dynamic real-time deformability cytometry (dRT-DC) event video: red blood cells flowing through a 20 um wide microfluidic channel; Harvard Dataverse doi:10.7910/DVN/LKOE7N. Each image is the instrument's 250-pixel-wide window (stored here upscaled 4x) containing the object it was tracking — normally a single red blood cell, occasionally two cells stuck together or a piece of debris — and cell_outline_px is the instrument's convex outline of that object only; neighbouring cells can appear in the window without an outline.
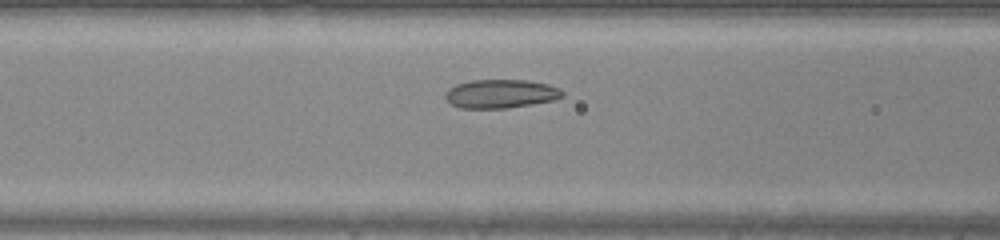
{"species": "common noctule bat (a hibernating species)", "species_latin": "Nyctalus noctula", "temperature_condition": "warm", "stored_images_in_passage": 34, "camera_frame_rate_fps": 3000, "um_per_image_px": 0.085, "animal": {"sex": "male", "body_mass_g": 20.0, "forearm_length_mm": 53.3}, "frame": {"image": 1, "passage_image": 11, "time_ms": 3.333, "image_size_px": [1000, 240], "cell_outline_px": [[564, 96], [552, 100], [532, 104], [508, 108], [460, 108], [452, 104], [444, 96], [444, 92], [448, 88], [456, 84], [472, 80], [528, 80], [548, 84], [560, 88], [564, 92]], "centroid_in_image_um": [42.56, 7.96], "position_along_channel_um": 124.0, "area_um2": 19.65}}
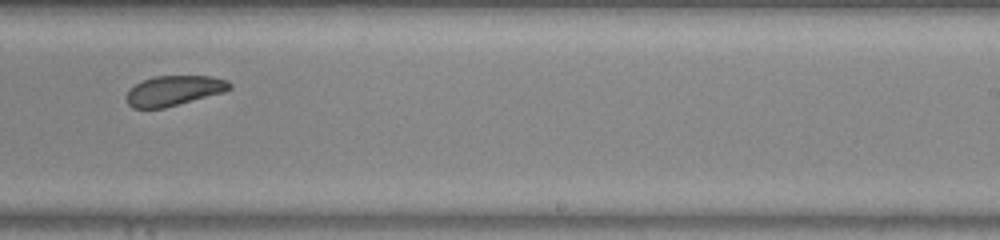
{"frame": {"image": 2, "passage_image": 21, "time_ms": 6.667, "image_size_px": [1000, 240], "cell_outline_px": [[232, 88], [224, 92], [164, 108], [132, 108], [128, 104], [128, 92], [136, 84], [144, 80], [156, 76], [212, 76], [228, 80], [232, 84]], "centroid_in_image_um": [14.84, 7.7], "position_along_channel_um": 274.2, "area_um2": 17.86}}
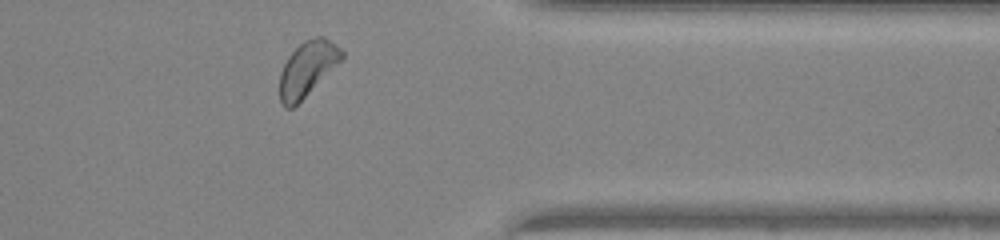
{"frame": {"image": 3, "passage_image": 29, "time_ms": 9.333, "image_size_px": [1000, 240], "cell_outline_px": [[344, 56], [292, 108], [284, 108], [280, 100], [280, 72], [288, 56], [304, 40], [316, 36], [324, 36], [336, 44], [344, 52]], "centroid_in_image_um": [26.1, 5.8], "position_along_channel_um": 385.3, "area_um2": 19.19}}